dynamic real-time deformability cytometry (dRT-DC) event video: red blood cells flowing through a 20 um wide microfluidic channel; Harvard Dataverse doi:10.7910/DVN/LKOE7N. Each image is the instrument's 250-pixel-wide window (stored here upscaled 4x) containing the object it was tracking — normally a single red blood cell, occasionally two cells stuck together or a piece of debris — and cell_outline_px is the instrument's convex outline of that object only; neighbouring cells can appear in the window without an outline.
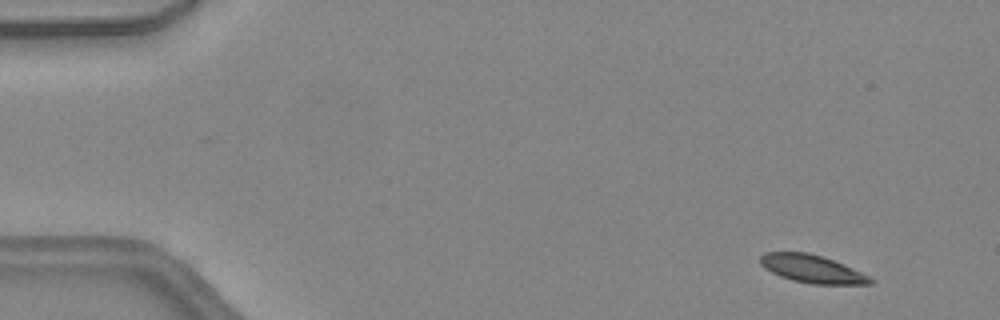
{"species": "common noctule bat (a hibernating species)", "species_latin": "Nyctalus noctula", "temperature_condition": "warm", "stored_images_in_passage": 9, "camera_frame_rate_fps": 3000, "um_per_image_px": 0.085, "animal": {"sex": "female", "body_mass_g": 24.6, "forearm_length_mm": 56.2}, "frame": {"image": 1, "passage_image": 3, "time_ms": 0.667, "image_size_px": [1000, 320], "cell_outline_px": [[876, 280], [872, 284], [812, 284], [792, 280], [780, 276], [764, 268], [760, 264], [760, 256], [764, 252], [808, 252], [844, 264]], "centroid_in_image_um": [69.01, 22.86], "position_along_channel_um": 16.0, "area_um2": 17.8}}